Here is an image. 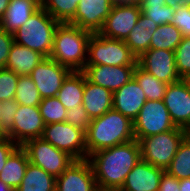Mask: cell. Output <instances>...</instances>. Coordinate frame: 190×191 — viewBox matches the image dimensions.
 <instances>
[{"label":"cell","mask_w":190,"mask_h":191,"mask_svg":"<svg viewBox=\"0 0 190 191\" xmlns=\"http://www.w3.org/2000/svg\"><path fill=\"white\" fill-rule=\"evenodd\" d=\"M85 137L88 159L99 150L133 141V121L112 108L102 116L92 119Z\"/></svg>","instance_id":"cell-2"},{"label":"cell","mask_w":190,"mask_h":191,"mask_svg":"<svg viewBox=\"0 0 190 191\" xmlns=\"http://www.w3.org/2000/svg\"><path fill=\"white\" fill-rule=\"evenodd\" d=\"M165 170L140 159L127 174L119 191H158Z\"/></svg>","instance_id":"cell-18"},{"label":"cell","mask_w":190,"mask_h":191,"mask_svg":"<svg viewBox=\"0 0 190 191\" xmlns=\"http://www.w3.org/2000/svg\"><path fill=\"white\" fill-rule=\"evenodd\" d=\"M141 12L138 3H114L98 34L110 39L125 40Z\"/></svg>","instance_id":"cell-10"},{"label":"cell","mask_w":190,"mask_h":191,"mask_svg":"<svg viewBox=\"0 0 190 191\" xmlns=\"http://www.w3.org/2000/svg\"><path fill=\"white\" fill-rule=\"evenodd\" d=\"M71 70L58 64L50 57L41 61L29 75L37 87L42 98L56 97L63 80Z\"/></svg>","instance_id":"cell-12"},{"label":"cell","mask_w":190,"mask_h":191,"mask_svg":"<svg viewBox=\"0 0 190 191\" xmlns=\"http://www.w3.org/2000/svg\"><path fill=\"white\" fill-rule=\"evenodd\" d=\"M93 33L69 23H59L50 58L71 71H82L87 62L88 42Z\"/></svg>","instance_id":"cell-3"},{"label":"cell","mask_w":190,"mask_h":191,"mask_svg":"<svg viewBox=\"0 0 190 191\" xmlns=\"http://www.w3.org/2000/svg\"><path fill=\"white\" fill-rule=\"evenodd\" d=\"M19 103L14 99L0 102V134L5 136L13 127L14 115L18 110Z\"/></svg>","instance_id":"cell-34"},{"label":"cell","mask_w":190,"mask_h":191,"mask_svg":"<svg viewBox=\"0 0 190 191\" xmlns=\"http://www.w3.org/2000/svg\"><path fill=\"white\" fill-rule=\"evenodd\" d=\"M179 187V180L165 171L161 177L158 191H180Z\"/></svg>","instance_id":"cell-41"},{"label":"cell","mask_w":190,"mask_h":191,"mask_svg":"<svg viewBox=\"0 0 190 191\" xmlns=\"http://www.w3.org/2000/svg\"><path fill=\"white\" fill-rule=\"evenodd\" d=\"M136 66H85L82 70L86 79L96 85L110 90L112 93L133 79Z\"/></svg>","instance_id":"cell-17"},{"label":"cell","mask_w":190,"mask_h":191,"mask_svg":"<svg viewBox=\"0 0 190 191\" xmlns=\"http://www.w3.org/2000/svg\"><path fill=\"white\" fill-rule=\"evenodd\" d=\"M133 78L145 93L147 100H163L169 84L158 80L155 76L143 70L138 64L135 67Z\"/></svg>","instance_id":"cell-28"},{"label":"cell","mask_w":190,"mask_h":191,"mask_svg":"<svg viewBox=\"0 0 190 191\" xmlns=\"http://www.w3.org/2000/svg\"><path fill=\"white\" fill-rule=\"evenodd\" d=\"M103 191H119V190H103Z\"/></svg>","instance_id":"cell-50"},{"label":"cell","mask_w":190,"mask_h":191,"mask_svg":"<svg viewBox=\"0 0 190 191\" xmlns=\"http://www.w3.org/2000/svg\"><path fill=\"white\" fill-rule=\"evenodd\" d=\"M137 58L124 40L106 38L93 33L89 38L85 66H136Z\"/></svg>","instance_id":"cell-6"},{"label":"cell","mask_w":190,"mask_h":191,"mask_svg":"<svg viewBox=\"0 0 190 191\" xmlns=\"http://www.w3.org/2000/svg\"><path fill=\"white\" fill-rule=\"evenodd\" d=\"M18 147L19 146L15 142H13L8 136L0 137V173L9 156Z\"/></svg>","instance_id":"cell-40"},{"label":"cell","mask_w":190,"mask_h":191,"mask_svg":"<svg viewBox=\"0 0 190 191\" xmlns=\"http://www.w3.org/2000/svg\"><path fill=\"white\" fill-rule=\"evenodd\" d=\"M189 131L180 127L139 140L141 159L166 171Z\"/></svg>","instance_id":"cell-5"},{"label":"cell","mask_w":190,"mask_h":191,"mask_svg":"<svg viewBox=\"0 0 190 191\" xmlns=\"http://www.w3.org/2000/svg\"><path fill=\"white\" fill-rule=\"evenodd\" d=\"M113 5V0H80L76 14L69 24L98 33Z\"/></svg>","instance_id":"cell-16"},{"label":"cell","mask_w":190,"mask_h":191,"mask_svg":"<svg viewBox=\"0 0 190 191\" xmlns=\"http://www.w3.org/2000/svg\"><path fill=\"white\" fill-rule=\"evenodd\" d=\"M146 101L145 93L133 78L113 92L112 108L133 121Z\"/></svg>","instance_id":"cell-19"},{"label":"cell","mask_w":190,"mask_h":191,"mask_svg":"<svg viewBox=\"0 0 190 191\" xmlns=\"http://www.w3.org/2000/svg\"><path fill=\"white\" fill-rule=\"evenodd\" d=\"M84 86V73L82 71H71L63 80L57 98L67 110L74 108L77 104H82Z\"/></svg>","instance_id":"cell-25"},{"label":"cell","mask_w":190,"mask_h":191,"mask_svg":"<svg viewBox=\"0 0 190 191\" xmlns=\"http://www.w3.org/2000/svg\"><path fill=\"white\" fill-rule=\"evenodd\" d=\"M181 31L172 23L158 25L150 41V49L175 51L182 40Z\"/></svg>","instance_id":"cell-27"},{"label":"cell","mask_w":190,"mask_h":191,"mask_svg":"<svg viewBox=\"0 0 190 191\" xmlns=\"http://www.w3.org/2000/svg\"><path fill=\"white\" fill-rule=\"evenodd\" d=\"M114 3H138L139 0H113Z\"/></svg>","instance_id":"cell-47"},{"label":"cell","mask_w":190,"mask_h":191,"mask_svg":"<svg viewBox=\"0 0 190 191\" xmlns=\"http://www.w3.org/2000/svg\"><path fill=\"white\" fill-rule=\"evenodd\" d=\"M140 159L141 149L136 139L91 154L88 160L92 165L98 190H119L127 174Z\"/></svg>","instance_id":"cell-1"},{"label":"cell","mask_w":190,"mask_h":191,"mask_svg":"<svg viewBox=\"0 0 190 191\" xmlns=\"http://www.w3.org/2000/svg\"><path fill=\"white\" fill-rule=\"evenodd\" d=\"M174 17L172 24L181 31L182 36H190V8H175Z\"/></svg>","instance_id":"cell-38"},{"label":"cell","mask_w":190,"mask_h":191,"mask_svg":"<svg viewBox=\"0 0 190 191\" xmlns=\"http://www.w3.org/2000/svg\"><path fill=\"white\" fill-rule=\"evenodd\" d=\"M51 191H59L58 188L55 186Z\"/></svg>","instance_id":"cell-49"},{"label":"cell","mask_w":190,"mask_h":191,"mask_svg":"<svg viewBox=\"0 0 190 191\" xmlns=\"http://www.w3.org/2000/svg\"><path fill=\"white\" fill-rule=\"evenodd\" d=\"M59 22L40 7L14 34V42L32 49L45 58L51 56Z\"/></svg>","instance_id":"cell-4"},{"label":"cell","mask_w":190,"mask_h":191,"mask_svg":"<svg viewBox=\"0 0 190 191\" xmlns=\"http://www.w3.org/2000/svg\"><path fill=\"white\" fill-rule=\"evenodd\" d=\"M29 162L44 169L55 178L60 176L74 159L42 138L31 139L21 146Z\"/></svg>","instance_id":"cell-8"},{"label":"cell","mask_w":190,"mask_h":191,"mask_svg":"<svg viewBox=\"0 0 190 191\" xmlns=\"http://www.w3.org/2000/svg\"><path fill=\"white\" fill-rule=\"evenodd\" d=\"M55 186L59 191H99L92 165L88 159L74 160L56 178Z\"/></svg>","instance_id":"cell-15"},{"label":"cell","mask_w":190,"mask_h":191,"mask_svg":"<svg viewBox=\"0 0 190 191\" xmlns=\"http://www.w3.org/2000/svg\"><path fill=\"white\" fill-rule=\"evenodd\" d=\"M10 0H0V20L4 17V14L8 8Z\"/></svg>","instance_id":"cell-45"},{"label":"cell","mask_w":190,"mask_h":191,"mask_svg":"<svg viewBox=\"0 0 190 191\" xmlns=\"http://www.w3.org/2000/svg\"><path fill=\"white\" fill-rule=\"evenodd\" d=\"M112 96L110 90L89 82L85 77L82 105L91 119L98 118L112 109Z\"/></svg>","instance_id":"cell-21"},{"label":"cell","mask_w":190,"mask_h":191,"mask_svg":"<svg viewBox=\"0 0 190 191\" xmlns=\"http://www.w3.org/2000/svg\"><path fill=\"white\" fill-rule=\"evenodd\" d=\"M44 59L45 57L42 54L14 42L5 69L11 70L19 76H28Z\"/></svg>","instance_id":"cell-22"},{"label":"cell","mask_w":190,"mask_h":191,"mask_svg":"<svg viewBox=\"0 0 190 191\" xmlns=\"http://www.w3.org/2000/svg\"><path fill=\"white\" fill-rule=\"evenodd\" d=\"M165 5L171 8L177 7H189L190 8V0H165Z\"/></svg>","instance_id":"cell-42"},{"label":"cell","mask_w":190,"mask_h":191,"mask_svg":"<svg viewBox=\"0 0 190 191\" xmlns=\"http://www.w3.org/2000/svg\"><path fill=\"white\" fill-rule=\"evenodd\" d=\"M45 123L38 106L20 105L14 115L12 129L5 135L18 146L31 139L41 138Z\"/></svg>","instance_id":"cell-11"},{"label":"cell","mask_w":190,"mask_h":191,"mask_svg":"<svg viewBox=\"0 0 190 191\" xmlns=\"http://www.w3.org/2000/svg\"><path fill=\"white\" fill-rule=\"evenodd\" d=\"M163 102L175 126L190 132V88L186 81L180 79L170 83Z\"/></svg>","instance_id":"cell-13"},{"label":"cell","mask_w":190,"mask_h":191,"mask_svg":"<svg viewBox=\"0 0 190 191\" xmlns=\"http://www.w3.org/2000/svg\"><path fill=\"white\" fill-rule=\"evenodd\" d=\"M14 43L13 34L0 27V69H5L6 62Z\"/></svg>","instance_id":"cell-39"},{"label":"cell","mask_w":190,"mask_h":191,"mask_svg":"<svg viewBox=\"0 0 190 191\" xmlns=\"http://www.w3.org/2000/svg\"><path fill=\"white\" fill-rule=\"evenodd\" d=\"M142 13L157 25L172 23L174 17V8L167 5L140 7Z\"/></svg>","instance_id":"cell-36"},{"label":"cell","mask_w":190,"mask_h":191,"mask_svg":"<svg viewBox=\"0 0 190 191\" xmlns=\"http://www.w3.org/2000/svg\"><path fill=\"white\" fill-rule=\"evenodd\" d=\"M137 63L143 70L164 83L170 84L180 80L174 51L149 49L137 59Z\"/></svg>","instance_id":"cell-14"},{"label":"cell","mask_w":190,"mask_h":191,"mask_svg":"<svg viewBox=\"0 0 190 191\" xmlns=\"http://www.w3.org/2000/svg\"><path fill=\"white\" fill-rule=\"evenodd\" d=\"M80 0H43L41 7L59 23H69Z\"/></svg>","instance_id":"cell-30"},{"label":"cell","mask_w":190,"mask_h":191,"mask_svg":"<svg viewBox=\"0 0 190 191\" xmlns=\"http://www.w3.org/2000/svg\"><path fill=\"white\" fill-rule=\"evenodd\" d=\"M174 53L177 73L180 79H185L190 75V36L182 37Z\"/></svg>","instance_id":"cell-33"},{"label":"cell","mask_w":190,"mask_h":191,"mask_svg":"<svg viewBox=\"0 0 190 191\" xmlns=\"http://www.w3.org/2000/svg\"><path fill=\"white\" fill-rule=\"evenodd\" d=\"M45 125L65 122L67 109L56 97L42 98L38 105Z\"/></svg>","instance_id":"cell-32"},{"label":"cell","mask_w":190,"mask_h":191,"mask_svg":"<svg viewBox=\"0 0 190 191\" xmlns=\"http://www.w3.org/2000/svg\"><path fill=\"white\" fill-rule=\"evenodd\" d=\"M55 185L53 175L29 162L20 186L14 191H51Z\"/></svg>","instance_id":"cell-26"},{"label":"cell","mask_w":190,"mask_h":191,"mask_svg":"<svg viewBox=\"0 0 190 191\" xmlns=\"http://www.w3.org/2000/svg\"><path fill=\"white\" fill-rule=\"evenodd\" d=\"M139 7L164 6L165 0H139Z\"/></svg>","instance_id":"cell-43"},{"label":"cell","mask_w":190,"mask_h":191,"mask_svg":"<svg viewBox=\"0 0 190 191\" xmlns=\"http://www.w3.org/2000/svg\"><path fill=\"white\" fill-rule=\"evenodd\" d=\"M166 172L178 180L190 178V134L180 144Z\"/></svg>","instance_id":"cell-29"},{"label":"cell","mask_w":190,"mask_h":191,"mask_svg":"<svg viewBox=\"0 0 190 191\" xmlns=\"http://www.w3.org/2000/svg\"><path fill=\"white\" fill-rule=\"evenodd\" d=\"M19 75L7 69H0V102L14 99Z\"/></svg>","instance_id":"cell-35"},{"label":"cell","mask_w":190,"mask_h":191,"mask_svg":"<svg viewBox=\"0 0 190 191\" xmlns=\"http://www.w3.org/2000/svg\"><path fill=\"white\" fill-rule=\"evenodd\" d=\"M180 191H190V178L179 180Z\"/></svg>","instance_id":"cell-44"},{"label":"cell","mask_w":190,"mask_h":191,"mask_svg":"<svg viewBox=\"0 0 190 191\" xmlns=\"http://www.w3.org/2000/svg\"><path fill=\"white\" fill-rule=\"evenodd\" d=\"M14 100L20 105L27 106H38L42 101V97L29 75L19 76Z\"/></svg>","instance_id":"cell-31"},{"label":"cell","mask_w":190,"mask_h":191,"mask_svg":"<svg viewBox=\"0 0 190 191\" xmlns=\"http://www.w3.org/2000/svg\"><path fill=\"white\" fill-rule=\"evenodd\" d=\"M157 27L156 23L141 12L136 25L124 40L137 59L150 49V41Z\"/></svg>","instance_id":"cell-23"},{"label":"cell","mask_w":190,"mask_h":191,"mask_svg":"<svg viewBox=\"0 0 190 191\" xmlns=\"http://www.w3.org/2000/svg\"><path fill=\"white\" fill-rule=\"evenodd\" d=\"M29 158L26 151L19 146L7 159L0 173V181L16 190L24 178Z\"/></svg>","instance_id":"cell-24"},{"label":"cell","mask_w":190,"mask_h":191,"mask_svg":"<svg viewBox=\"0 0 190 191\" xmlns=\"http://www.w3.org/2000/svg\"><path fill=\"white\" fill-rule=\"evenodd\" d=\"M190 88V75L184 79Z\"/></svg>","instance_id":"cell-48"},{"label":"cell","mask_w":190,"mask_h":191,"mask_svg":"<svg viewBox=\"0 0 190 191\" xmlns=\"http://www.w3.org/2000/svg\"><path fill=\"white\" fill-rule=\"evenodd\" d=\"M176 128L163 100H147L133 120L134 138L137 141Z\"/></svg>","instance_id":"cell-9"},{"label":"cell","mask_w":190,"mask_h":191,"mask_svg":"<svg viewBox=\"0 0 190 191\" xmlns=\"http://www.w3.org/2000/svg\"><path fill=\"white\" fill-rule=\"evenodd\" d=\"M66 114L67 115L65 121L67 123L81 128L85 132L87 131L92 119L82 104H77L76 107L68 109Z\"/></svg>","instance_id":"cell-37"},{"label":"cell","mask_w":190,"mask_h":191,"mask_svg":"<svg viewBox=\"0 0 190 191\" xmlns=\"http://www.w3.org/2000/svg\"><path fill=\"white\" fill-rule=\"evenodd\" d=\"M0 191H14V189L4 182L0 181Z\"/></svg>","instance_id":"cell-46"},{"label":"cell","mask_w":190,"mask_h":191,"mask_svg":"<svg viewBox=\"0 0 190 191\" xmlns=\"http://www.w3.org/2000/svg\"><path fill=\"white\" fill-rule=\"evenodd\" d=\"M41 138L74 160L87 159L85 131L66 121L45 125Z\"/></svg>","instance_id":"cell-7"},{"label":"cell","mask_w":190,"mask_h":191,"mask_svg":"<svg viewBox=\"0 0 190 191\" xmlns=\"http://www.w3.org/2000/svg\"><path fill=\"white\" fill-rule=\"evenodd\" d=\"M40 7L39 0H10L0 27L14 34Z\"/></svg>","instance_id":"cell-20"}]
</instances>
